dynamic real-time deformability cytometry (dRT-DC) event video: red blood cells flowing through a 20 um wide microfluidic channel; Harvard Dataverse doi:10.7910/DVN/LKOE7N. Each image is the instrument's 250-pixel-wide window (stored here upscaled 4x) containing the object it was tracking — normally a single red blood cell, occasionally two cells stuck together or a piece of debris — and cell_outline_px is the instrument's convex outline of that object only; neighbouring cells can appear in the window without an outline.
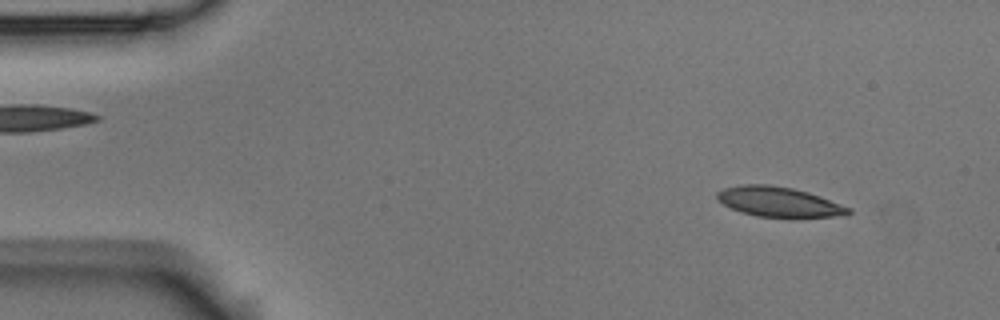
{"species": "Egyptian fruit bat (a non-hibernating species)", "species_latin": "Rousettus aegyptiacus", "temperature_condition": "room temperature", "stored_images_in_passage": 2, "segment_of_instrument_passage": [2, 2], "camera_frame_rate_fps": 3000, "um_per_image_px": 0.085, "animal": {"sex": "male"}, "frame": {"image": 1, "passage_image": 2, "time_ms": 0.333, "image_size_px": [1000, 320], "cell_outline_px": [[852, 212], [848, 216], [788, 220], [756, 216], [740, 212], [716, 200], [716, 192], [724, 188], [740, 184], [768, 184], [792, 188], [808, 192], [820, 196], [852, 208]], "centroid_in_image_um": [66.28, 17.21], "position_along_channel_um": 18.7, "area_um2": 24.1}}